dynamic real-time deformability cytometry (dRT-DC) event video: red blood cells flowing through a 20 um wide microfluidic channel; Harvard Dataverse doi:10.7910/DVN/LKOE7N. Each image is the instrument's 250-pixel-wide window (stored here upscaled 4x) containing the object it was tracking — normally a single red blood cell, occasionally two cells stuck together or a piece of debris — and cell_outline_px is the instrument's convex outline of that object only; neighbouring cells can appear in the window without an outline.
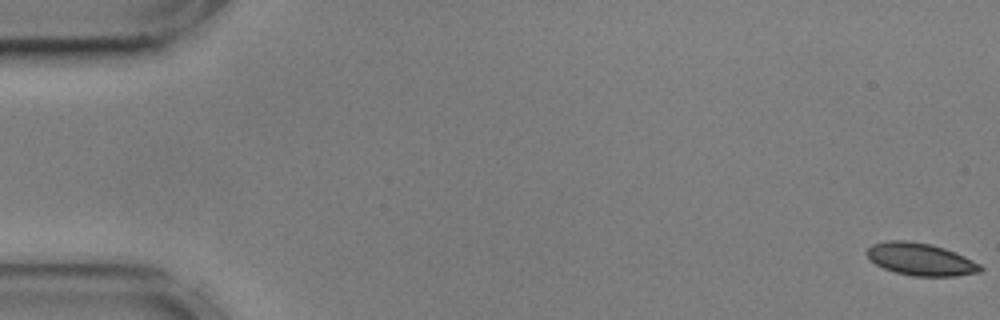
{"species": "common noctule bat (a hibernating species)", "species_latin": "Nyctalus noctula", "temperature_condition": "cold", "stored_images_in_passage": 56, "camera_frame_rate_fps": 3000, "um_per_image_px": 0.085, "animal": {"sex": "male", "body_mass_g": 17.9, "forearm_length_mm": 54.2}, "frame": {"image": 1, "passage_image": 1, "time_ms": 0.0, "image_size_px": [1000, 320], "cell_outline_px": [[984, 268], [980, 272], [956, 276], [912, 276], [896, 272], [884, 268], [876, 264], [864, 252], [872, 244], [888, 240], [908, 240], [932, 244], [956, 252], [980, 264]], "centroid_in_image_um": [78.26, 22.03], "position_along_channel_um": 6.7, "area_um2": 21.5}}
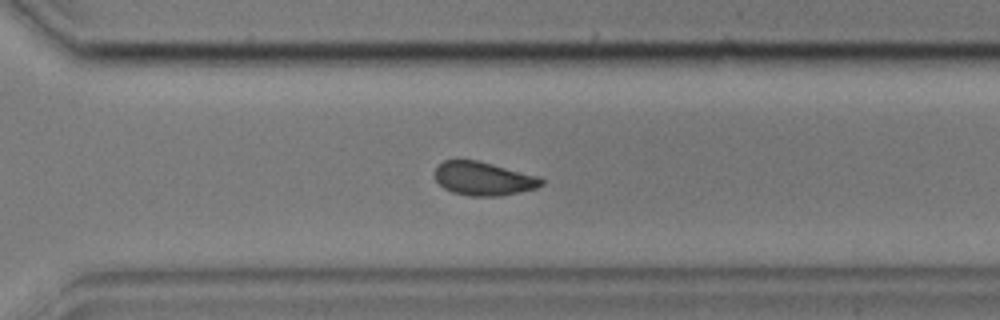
{"frame": {"image": 2, "passage_image": 40, "time_ms": 13.0, "image_size_px": [1000, 320], "cell_outline_px": [[544, 184], [536, 188], [520, 192], [500, 196], [468, 196], [452, 192], [444, 188], [436, 180], [436, 164], [444, 160], [476, 160], [540, 176], [544, 180]], "centroid_in_image_um": [41.11, 15.19], "position_along_channel_um": 329.5, "area_um2": 20.92}}
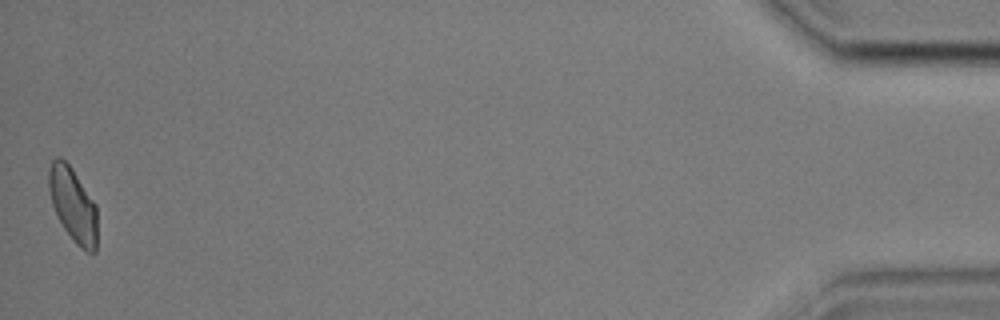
{"frame": {"image": 3, "passage_image": 56, "time_ms": 18.333, "image_size_px": [1000, 320], "cell_outline_px": [[96, 252], [88, 252], [80, 248], [76, 244], [64, 228], [56, 216], [52, 204], [48, 188], [48, 172], [52, 160], [56, 156], [60, 156], [72, 168], [96, 204]], "centroid_in_image_um": [6.18, 17.38], "position_along_channel_um": 429.0, "area_um2": 20.98}, "authors_computed_cell_mechanics": {"area_um2": 21.386, "velocity_mm_per_s": 3.5737, "shape_relaxation_time_tau1_ms": 6.372, "shape_relaxation_time_tau2_ms": 3.1037, "deformation_change_tau1": 0.1206, "deformation_change_tau2": 0.0678}}